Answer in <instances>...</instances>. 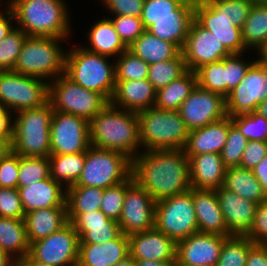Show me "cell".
<instances>
[{
	"label": "cell",
	"instance_id": "1",
	"mask_svg": "<svg viewBox=\"0 0 267 266\" xmlns=\"http://www.w3.org/2000/svg\"><path fill=\"white\" fill-rule=\"evenodd\" d=\"M131 175L155 202L192 188L184 149L140 151L132 159Z\"/></svg>",
	"mask_w": 267,
	"mask_h": 266
},
{
	"label": "cell",
	"instance_id": "2",
	"mask_svg": "<svg viewBox=\"0 0 267 266\" xmlns=\"http://www.w3.org/2000/svg\"><path fill=\"white\" fill-rule=\"evenodd\" d=\"M89 132L91 146L119 151L131 159L140 153L137 112L117 108L109 102L89 121Z\"/></svg>",
	"mask_w": 267,
	"mask_h": 266
},
{
	"label": "cell",
	"instance_id": "3",
	"mask_svg": "<svg viewBox=\"0 0 267 266\" xmlns=\"http://www.w3.org/2000/svg\"><path fill=\"white\" fill-rule=\"evenodd\" d=\"M6 2L13 10L18 28L28 36L69 39L71 19L64 0H8Z\"/></svg>",
	"mask_w": 267,
	"mask_h": 266
},
{
	"label": "cell",
	"instance_id": "4",
	"mask_svg": "<svg viewBox=\"0 0 267 266\" xmlns=\"http://www.w3.org/2000/svg\"><path fill=\"white\" fill-rule=\"evenodd\" d=\"M53 112L54 109L48 101L43 106L13 113L15 118L10 149L19 156L49 157Z\"/></svg>",
	"mask_w": 267,
	"mask_h": 266
},
{
	"label": "cell",
	"instance_id": "5",
	"mask_svg": "<svg viewBox=\"0 0 267 266\" xmlns=\"http://www.w3.org/2000/svg\"><path fill=\"white\" fill-rule=\"evenodd\" d=\"M68 50L65 75L81 87L102 94L110 102L116 88L115 64L109 63L108 56L90 52L80 45Z\"/></svg>",
	"mask_w": 267,
	"mask_h": 266
},
{
	"label": "cell",
	"instance_id": "6",
	"mask_svg": "<svg viewBox=\"0 0 267 266\" xmlns=\"http://www.w3.org/2000/svg\"><path fill=\"white\" fill-rule=\"evenodd\" d=\"M137 114L143 150L184 149L190 130L178 111L151 107Z\"/></svg>",
	"mask_w": 267,
	"mask_h": 266
},
{
	"label": "cell",
	"instance_id": "7",
	"mask_svg": "<svg viewBox=\"0 0 267 266\" xmlns=\"http://www.w3.org/2000/svg\"><path fill=\"white\" fill-rule=\"evenodd\" d=\"M57 37L27 36L12 71L53 81L65 74L66 51ZM48 79V80H47Z\"/></svg>",
	"mask_w": 267,
	"mask_h": 266
},
{
	"label": "cell",
	"instance_id": "8",
	"mask_svg": "<svg viewBox=\"0 0 267 266\" xmlns=\"http://www.w3.org/2000/svg\"><path fill=\"white\" fill-rule=\"evenodd\" d=\"M131 171L132 159L124 153L90 146L84 168L73 186L106 189L127 180Z\"/></svg>",
	"mask_w": 267,
	"mask_h": 266
},
{
	"label": "cell",
	"instance_id": "9",
	"mask_svg": "<svg viewBox=\"0 0 267 266\" xmlns=\"http://www.w3.org/2000/svg\"><path fill=\"white\" fill-rule=\"evenodd\" d=\"M48 101L55 111L73 114L88 122L109 103L102 94L81 87L65 74L49 83Z\"/></svg>",
	"mask_w": 267,
	"mask_h": 266
},
{
	"label": "cell",
	"instance_id": "10",
	"mask_svg": "<svg viewBox=\"0 0 267 266\" xmlns=\"http://www.w3.org/2000/svg\"><path fill=\"white\" fill-rule=\"evenodd\" d=\"M48 97V81L14 71H0V105L12 113L43 106Z\"/></svg>",
	"mask_w": 267,
	"mask_h": 266
},
{
	"label": "cell",
	"instance_id": "11",
	"mask_svg": "<svg viewBox=\"0 0 267 266\" xmlns=\"http://www.w3.org/2000/svg\"><path fill=\"white\" fill-rule=\"evenodd\" d=\"M154 227L176 243L199 232L192 201V188L156 202Z\"/></svg>",
	"mask_w": 267,
	"mask_h": 266
},
{
	"label": "cell",
	"instance_id": "12",
	"mask_svg": "<svg viewBox=\"0 0 267 266\" xmlns=\"http://www.w3.org/2000/svg\"><path fill=\"white\" fill-rule=\"evenodd\" d=\"M267 99V64L258 59L249 67L241 82L225 97L229 117L250 114Z\"/></svg>",
	"mask_w": 267,
	"mask_h": 266
},
{
	"label": "cell",
	"instance_id": "13",
	"mask_svg": "<svg viewBox=\"0 0 267 266\" xmlns=\"http://www.w3.org/2000/svg\"><path fill=\"white\" fill-rule=\"evenodd\" d=\"M79 235L69 222L59 231L30 244L29 255L48 266H77Z\"/></svg>",
	"mask_w": 267,
	"mask_h": 266
},
{
	"label": "cell",
	"instance_id": "14",
	"mask_svg": "<svg viewBox=\"0 0 267 266\" xmlns=\"http://www.w3.org/2000/svg\"><path fill=\"white\" fill-rule=\"evenodd\" d=\"M50 134L51 154L86 153L91 146L89 122L73 114L54 110Z\"/></svg>",
	"mask_w": 267,
	"mask_h": 266
},
{
	"label": "cell",
	"instance_id": "15",
	"mask_svg": "<svg viewBox=\"0 0 267 266\" xmlns=\"http://www.w3.org/2000/svg\"><path fill=\"white\" fill-rule=\"evenodd\" d=\"M156 202L139 186L132 175L127 179V190L118 221L122 233L131 235L153 229Z\"/></svg>",
	"mask_w": 267,
	"mask_h": 266
},
{
	"label": "cell",
	"instance_id": "16",
	"mask_svg": "<svg viewBox=\"0 0 267 266\" xmlns=\"http://www.w3.org/2000/svg\"><path fill=\"white\" fill-rule=\"evenodd\" d=\"M189 130L204 127L225 118V97L196 86L178 110Z\"/></svg>",
	"mask_w": 267,
	"mask_h": 266
},
{
	"label": "cell",
	"instance_id": "17",
	"mask_svg": "<svg viewBox=\"0 0 267 266\" xmlns=\"http://www.w3.org/2000/svg\"><path fill=\"white\" fill-rule=\"evenodd\" d=\"M182 54L187 70L193 72L203 65L220 61L231 55L223 43L195 19L191 23Z\"/></svg>",
	"mask_w": 267,
	"mask_h": 266
},
{
	"label": "cell",
	"instance_id": "18",
	"mask_svg": "<svg viewBox=\"0 0 267 266\" xmlns=\"http://www.w3.org/2000/svg\"><path fill=\"white\" fill-rule=\"evenodd\" d=\"M195 20L220 40L231 54L246 50L241 29L234 26L224 12H219L208 0H195Z\"/></svg>",
	"mask_w": 267,
	"mask_h": 266
},
{
	"label": "cell",
	"instance_id": "19",
	"mask_svg": "<svg viewBox=\"0 0 267 266\" xmlns=\"http://www.w3.org/2000/svg\"><path fill=\"white\" fill-rule=\"evenodd\" d=\"M225 237L197 232L177 242L176 259L182 266H216Z\"/></svg>",
	"mask_w": 267,
	"mask_h": 266
},
{
	"label": "cell",
	"instance_id": "20",
	"mask_svg": "<svg viewBox=\"0 0 267 266\" xmlns=\"http://www.w3.org/2000/svg\"><path fill=\"white\" fill-rule=\"evenodd\" d=\"M128 238L130 255L134 259L177 260V243L155 227L144 232L131 234Z\"/></svg>",
	"mask_w": 267,
	"mask_h": 266
},
{
	"label": "cell",
	"instance_id": "21",
	"mask_svg": "<svg viewBox=\"0 0 267 266\" xmlns=\"http://www.w3.org/2000/svg\"><path fill=\"white\" fill-rule=\"evenodd\" d=\"M68 221L79 235V243H104L122 234L119 223L101 210L82 214H68Z\"/></svg>",
	"mask_w": 267,
	"mask_h": 266
},
{
	"label": "cell",
	"instance_id": "22",
	"mask_svg": "<svg viewBox=\"0 0 267 266\" xmlns=\"http://www.w3.org/2000/svg\"><path fill=\"white\" fill-rule=\"evenodd\" d=\"M228 232L246 235L252 225L257 204L220 187L215 190Z\"/></svg>",
	"mask_w": 267,
	"mask_h": 266
},
{
	"label": "cell",
	"instance_id": "23",
	"mask_svg": "<svg viewBox=\"0 0 267 266\" xmlns=\"http://www.w3.org/2000/svg\"><path fill=\"white\" fill-rule=\"evenodd\" d=\"M192 201L199 232L231 236L215 190L192 188Z\"/></svg>",
	"mask_w": 267,
	"mask_h": 266
},
{
	"label": "cell",
	"instance_id": "24",
	"mask_svg": "<svg viewBox=\"0 0 267 266\" xmlns=\"http://www.w3.org/2000/svg\"><path fill=\"white\" fill-rule=\"evenodd\" d=\"M189 158L190 184L195 189L216 190L224 185L226 167L217 153L186 155Z\"/></svg>",
	"mask_w": 267,
	"mask_h": 266
},
{
	"label": "cell",
	"instance_id": "25",
	"mask_svg": "<svg viewBox=\"0 0 267 266\" xmlns=\"http://www.w3.org/2000/svg\"><path fill=\"white\" fill-rule=\"evenodd\" d=\"M130 254L128 235L104 243H79L77 266H113Z\"/></svg>",
	"mask_w": 267,
	"mask_h": 266
},
{
	"label": "cell",
	"instance_id": "26",
	"mask_svg": "<svg viewBox=\"0 0 267 266\" xmlns=\"http://www.w3.org/2000/svg\"><path fill=\"white\" fill-rule=\"evenodd\" d=\"M115 81L116 88L110 101L113 106L133 112L154 107L156 90L147 78Z\"/></svg>",
	"mask_w": 267,
	"mask_h": 266
},
{
	"label": "cell",
	"instance_id": "27",
	"mask_svg": "<svg viewBox=\"0 0 267 266\" xmlns=\"http://www.w3.org/2000/svg\"><path fill=\"white\" fill-rule=\"evenodd\" d=\"M18 190L25 213L42 208L67 207L66 189L52 177Z\"/></svg>",
	"mask_w": 267,
	"mask_h": 266
},
{
	"label": "cell",
	"instance_id": "28",
	"mask_svg": "<svg viewBox=\"0 0 267 266\" xmlns=\"http://www.w3.org/2000/svg\"><path fill=\"white\" fill-rule=\"evenodd\" d=\"M228 132L229 116L204 127L190 130L187 143L184 147L185 154H220L226 143Z\"/></svg>",
	"mask_w": 267,
	"mask_h": 266
},
{
	"label": "cell",
	"instance_id": "29",
	"mask_svg": "<svg viewBox=\"0 0 267 266\" xmlns=\"http://www.w3.org/2000/svg\"><path fill=\"white\" fill-rule=\"evenodd\" d=\"M24 222L29 244L59 231L68 221L67 207H51L25 213Z\"/></svg>",
	"mask_w": 267,
	"mask_h": 266
},
{
	"label": "cell",
	"instance_id": "30",
	"mask_svg": "<svg viewBox=\"0 0 267 266\" xmlns=\"http://www.w3.org/2000/svg\"><path fill=\"white\" fill-rule=\"evenodd\" d=\"M89 47L84 48L90 52L100 55L118 57L126 51L128 47L120 39L110 18H104L97 21L87 32Z\"/></svg>",
	"mask_w": 267,
	"mask_h": 266
},
{
	"label": "cell",
	"instance_id": "31",
	"mask_svg": "<svg viewBox=\"0 0 267 266\" xmlns=\"http://www.w3.org/2000/svg\"><path fill=\"white\" fill-rule=\"evenodd\" d=\"M128 50L151 65L176 58L182 50L174 43L162 40L145 30Z\"/></svg>",
	"mask_w": 267,
	"mask_h": 266
},
{
	"label": "cell",
	"instance_id": "32",
	"mask_svg": "<svg viewBox=\"0 0 267 266\" xmlns=\"http://www.w3.org/2000/svg\"><path fill=\"white\" fill-rule=\"evenodd\" d=\"M223 188L256 204L267 200L253 171L241 166L226 169Z\"/></svg>",
	"mask_w": 267,
	"mask_h": 266
},
{
	"label": "cell",
	"instance_id": "33",
	"mask_svg": "<svg viewBox=\"0 0 267 266\" xmlns=\"http://www.w3.org/2000/svg\"><path fill=\"white\" fill-rule=\"evenodd\" d=\"M0 247L14 260L29 254L24 218L0 217Z\"/></svg>",
	"mask_w": 267,
	"mask_h": 266
},
{
	"label": "cell",
	"instance_id": "34",
	"mask_svg": "<svg viewBox=\"0 0 267 266\" xmlns=\"http://www.w3.org/2000/svg\"><path fill=\"white\" fill-rule=\"evenodd\" d=\"M164 17H195V0H144L141 20L145 29Z\"/></svg>",
	"mask_w": 267,
	"mask_h": 266
},
{
	"label": "cell",
	"instance_id": "35",
	"mask_svg": "<svg viewBox=\"0 0 267 266\" xmlns=\"http://www.w3.org/2000/svg\"><path fill=\"white\" fill-rule=\"evenodd\" d=\"M197 86L196 74L187 70L182 76L156 91L154 107L178 111L181 104Z\"/></svg>",
	"mask_w": 267,
	"mask_h": 266
},
{
	"label": "cell",
	"instance_id": "36",
	"mask_svg": "<svg viewBox=\"0 0 267 266\" xmlns=\"http://www.w3.org/2000/svg\"><path fill=\"white\" fill-rule=\"evenodd\" d=\"M86 153L51 154V177L65 189L77 183L85 165ZM65 185V186H64Z\"/></svg>",
	"mask_w": 267,
	"mask_h": 266
},
{
	"label": "cell",
	"instance_id": "37",
	"mask_svg": "<svg viewBox=\"0 0 267 266\" xmlns=\"http://www.w3.org/2000/svg\"><path fill=\"white\" fill-rule=\"evenodd\" d=\"M241 32L245 48L259 52L267 42V4L253 3Z\"/></svg>",
	"mask_w": 267,
	"mask_h": 266
},
{
	"label": "cell",
	"instance_id": "38",
	"mask_svg": "<svg viewBox=\"0 0 267 266\" xmlns=\"http://www.w3.org/2000/svg\"><path fill=\"white\" fill-rule=\"evenodd\" d=\"M195 17H164L153 21L146 30L152 35L176 44L181 50Z\"/></svg>",
	"mask_w": 267,
	"mask_h": 266
},
{
	"label": "cell",
	"instance_id": "39",
	"mask_svg": "<svg viewBox=\"0 0 267 266\" xmlns=\"http://www.w3.org/2000/svg\"><path fill=\"white\" fill-rule=\"evenodd\" d=\"M103 188L71 186L66 189L68 214H82L100 210Z\"/></svg>",
	"mask_w": 267,
	"mask_h": 266
},
{
	"label": "cell",
	"instance_id": "40",
	"mask_svg": "<svg viewBox=\"0 0 267 266\" xmlns=\"http://www.w3.org/2000/svg\"><path fill=\"white\" fill-rule=\"evenodd\" d=\"M254 245L246 235L226 236L216 266H246L247 255Z\"/></svg>",
	"mask_w": 267,
	"mask_h": 266
},
{
	"label": "cell",
	"instance_id": "41",
	"mask_svg": "<svg viewBox=\"0 0 267 266\" xmlns=\"http://www.w3.org/2000/svg\"><path fill=\"white\" fill-rule=\"evenodd\" d=\"M187 71L182 52L173 59L149 65L148 81L157 91L182 76Z\"/></svg>",
	"mask_w": 267,
	"mask_h": 266
},
{
	"label": "cell",
	"instance_id": "42",
	"mask_svg": "<svg viewBox=\"0 0 267 266\" xmlns=\"http://www.w3.org/2000/svg\"><path fill=\"white\" fill-rule=\"evenodd\" d=\"M197 85L211 92L227 96V76L225 58L220 61L203 65L195 71Z\"/></svg>",
	"mask_w": 267,
	"mask_h": 266
},
{
	"label": "cell",
	"instance_id": "43",
	"mask_svg": "<svg viewBox=\"0 0 267 266\" xmlns=\"http://www.w3.org/2000/svg\"><path fill=\"white\" fill-rule=\"evenodd\" d=\"M51 177L49 157L19 156L17 188L29 186Z\"/></svg>",
	"mask_w": 267,
	"mask_h": 266
},
{
	"label": "cell",
	"instance_id": "44",
	"mask_svg": "<svg viewBox=\"0 0 267 266\" xmlns=\"http://www.w3.org/2000/svg\"><path fill=\"white\" fill-rule=\"evenodd\" d=\"M27 34L18 27H13L0 41V71H12L16 65Z\"/></svg>",
	"mask_w": 267,
	"mask_h": 266
},
{
	"label": "cell",
	"instance_id": "45",
	"mask_svg": "<svg viewBox=\"0 0 267 266\" xmlns=\"http://www.w3.org/2000/svg\"><path fill=\"white\" fill-rule=\"evenodd\" d=\"M113 63H115V80H140L148 77L149 64L128 49Z\"/></svg>",
	"mask_w": 267,
	"mask_h": 266
},
{
	"label": "cell",
	"instance_id": "46",
	"mask_svg": "<svg viewBox=\"0 0 267 266\" xmlns=\"http://www.w3.org/2000/svg\"><path fill=\"white\" fill-rule=\"evenodd\" d=\"M231 122L248 141L267 142V119L258 113L230 117Z\"/></svg>",
	"mask_w": 267,
	"mask_h": 266
},
{
	"label": "cell",
	"instance_id": "47",
	"mask_svg": "<svg viewBox=\"0 0 267 266\" xmlns=\"http://www.w3.org/2000/svg\"><path fill=\"white\" fill-rule=\"evenodd\" d=\"M248 139L244 137L229 117V132L226 143L220 153L226 168L240 166L241 158Z\"/></svg>",
	"mask_w": 267,
	"mask_h": 266
},
{
	"label": "cell",
	"instance_id": "48",
	"mask_svg": "<svg viewBox=\"0 0 267 266\" xmlns=\"http://www.w3.org/2000/svg\"><path fill=\"white\" fill-rule=\"evenodd\" d=\"M126 190L127 180L104 189L100 210L108 218L119 221Z\"/></svg>",
	"mask_w": 267,
	"mask_h": 266
},
{
	"label": "cell",
	"instance_id": "49",
	"mask_svg": "<svg viewBox=\"0 0 267 266\" xmlns=\"http://www.w3.org/2000/svg\"><path fill=\"white\" fill-rule=\"evenodd\" d=\"M219 12H224L232 24L242 29L253 3L248 0H208Z\"/></svg>",
	"mask_w": 267,
	"mask_h": 266
},
{
	"label": "cell",
	"instance_id": "50",
	"mask_svg": "<svg viewBox=\"0 0 267 266\" xmlns=\"http://www.w3.org/2000/svg\"><path fill=\"white\" fill-rule=\"evenodd\" d=\"M120 39L128 47L130 46L146 29L141 17L132 16H114L110 18Z\"/></svg>",
	"mask_w": 267,
	"mask_h": 266
},
{
	"label": "cell",
	"instance_id": "51",
	"mask_svg": "<svg viewBox=\"0 0 267 266\" xmlns=\"http://www.w3.org/2000/svg\"><path fill=\"white\" fill-rule=\"evenodd\" d=\"M19 155L9 149L0 157V187L17 188Z\"/></svg>",
	"mask_w": 267,
	"mask_h": 266
},
{
	"label": "cell",
	"instance_id": "52",
	"mask_svg": "<svg viewBox=\"0 0 267 266\" xmlns=\"http://www.w3.org/2000/svg\"><path fill=\"white\" fill-rule=\"evenodd\" d=\"M24 215L18 188L0 187V217L20 219Z\"/></svg>",
	"mask_w": 267,
	"mask_h": 266
},
{
	"label": "cell",
	"instance_id": "53",
	"mask_svg": "<svg viewBox=\"0 0 267 266\" xmlns=\"http://www.w3.org/2000/svg\"><path fill=\"white\" fill-rule=\"evenodd\" d=\"M241 56L243 55L231 54L230 56L225 57L227 95L241 82L249 67L256 61H243L241 60Z\"/></svg>",
	"mask_w": 267,
	"mask_h": 266
},
{
	"label": "cell",
	"instance_id": "54",
	"mask_svg": "<svg viewBox=\"0 0 267 266\" xmlns=\"http://www.w3.org/2000/svg\"><path fill=\"white\" fill-rule=\"evenodd\" d=\"M246 236L256 245L267 246V200L257 204L251 228Z\"/></svg>",
	"mask_w": 267,
	"mask_h": 266
},
{
	"label": "cell",
	"instance_id": "55",
	"mask_svg": "<svg viewBox=\"0 0 267 266\" xmlns=\"http://www.w3.org/2000/svg\"><path fill=\"white\" fill-rule=\"evenodd\" d=\"M113 16L141 17L144 0H100Z\"/></svg>",
	"mask_w": 267,
	"mask_h": 266
},
{
	"label": "cell",
	"instance_id": "56",
	"mask_svg": "<svg viewBox=\"0 0 267 266\" xmlns=\"http://www.w3.org/2000/svg\"><path fill=\"white\" fill-rule=\"evenodd\" d=\"M267 156V142L248 141L244 149L240 166L253 170Z\"/></svg>",
	"mask_w": 267,
	"mask_h": 266
},
{
	"label": "cell",
	"instance_id": "57",
	"mask_svg": "<svg viewBox=\"0 0 267 266\" xmlns=\"http://www.w3.org/2000/svg\"><path fill=\"white\" fill-rule=\"evenodd\" d=\"M14 118L12 112L0 105V137L9 145L13 139Z\"/></svg>",
	"mask_w": 267,
	"mask_h": 266
},
{
	"label": "cell",
	"instance_id": "58",
	"mask_svg": "<svg viewBox=\"0 0 267 266\" xmlns=\"http://www.w3.org/2000/svg\"><path fill=\"white\" fill-rule=\"evenodd\" d=\"M246 266H267V246L255 244L249 250Z\"/></svg>",
	"mask_w": 267,
	"mask_h": 266
},
{
	"label": "cell",
	"instance_id": "59",
	"mask_svg": "<svg viewBox=\"0 0 267 266\" xmlns=\"http://www.w3.org/2000/svg\"><path fill=\"white\" fill-rule=\"evenodd\" d=\"M6 10H0V41L3 40L7 34L12 30L13 24L12 19L15 21L14 13L11 6L6 2ZM8 8V9H7Z\"/></svg>",
	"mask_w": 267,
	"mask_h": 266
},
{
	"label": "cell",
	"instance_id": "60",
	"mask_svg": "<svg viewBox=\"0 0 267 266\" xmlns=\"http://www.w3.org/2000/svg\"><path fill=\"white\" fill-rule=\"evenodd\" d=\"M254 176L262 186L263 192L267 197V156L257 164L252 170Z\"/></svg>",
	"mask_w": 267,
	"mask_h": 266
},
{
	"label": "cell",
	"instance_id": "61",
	"mask_svg": "<svg viewBox=\"0 0 267 266\" xmlns=\"http://www.w3.org/2000/svg\"><path fill=\"white\" fill-rule=\"evenodd\" d=\"M136 266H176L177 260L153 261L147 259H135Z\"/></svg>",
	"mask_w": 267,
	"mask_h": 266
},
{
	"label": "cell",
	"instance_id": "62",
	"mask_svg": "<svg viewBox=\"0 0 267 266\" xmlns=\"http://www.w3.org/2000/svg\"><path fill=\"white\" fill-rule=\"evenodd\" d=\"M16 266H48L43 262L33 259L29 254L24 257L15 259Z\"/></svg>",
	"mask_w": 267,
	"mask_h": 266
},
{
	"label": "cell",
	"instance_id": "63",
	"mask_svg": "<svg viewBox=\"0 0 267 266\" xmlns=\"http://www.w3.org/2000/svg\"><path fill=\"white\" fill-rule=\"evenodd\" d=\"M14 261L15 260L0 247V266H11Z\"/></svg>",
	"mask_w": 267,
	"mask_h": 266
},
{
	"label": "cell",
	"instance_id": "64",
	"mask_svg": "<svg viewBox=\"0 0 267 266\" xmlns=\"http://www.w3.org/2000/svg\"><path fill=\"white\" fill-rule=\"evenodd\" d=\"M113 266H136V262L135 259L129 254Z\"/></svg>",
	"mask_w": 267,
	"mask_h": 266
},
{
	"label": "cell",
	"instance_id": "65",
	"mask_svg": "<svg viewBox=\"0 0 267 266\" xmlns=\"http://www.w3.org/2000/svg\"><path fill=\"white\" fill-rule=\"evenodd\" d=\"M255 112L267 119V99L258 104Z\"/></svg>",
	"mask_w": 267,
	"mask_h": 266
},
{
	"label": "cell",
	"instance_id": "66",
	"mask_svg": "<svg viewBox=\"0 0 267 266\" xmlns=\"http://www.w3.org/2000/svg\"><path fill=\"white\" fill-rule=\"evenodd\" d=\"M257 54L259 55L258 60L267 64V42Z\"/></svg>",
	"mask_w": 267,
	"mask_h": 266
},
{
	"label": "cell",
	"instance_id": "67",
	"mask_svg": "<svg viewBox=\"0 0 267 266\" xmlns=\"http://www.w3.org/2000/svg\"><path fill=\"white\" fill-rule=\"evenodd\" d=\"M10 149V145L0 137V157Z\"/></svg>",
	"mask_w": 267,
	"mask_h": 266
},
{
	"label": "cell",
	"instance_id": "68",
	"mask_svg": "<svg viewBox=\"0 0 267 266\" xmlns=\"http://www.w3.org/2000/svg\"><path fill=\"white\" fill-rule=\"evenodd\" d=\"M258 3L267 4V0H258Z\"/></svg>",
	"mask_w": 267,
	"mask_h": 266
},
{
	"label": "cell",
	"instance_id": "69",
	"mask_svg": "<svg viewBox=\"0 0 267 266\" xmlns=\"http://www.w3.org/2000/svg\"><path fill=\"white\" fill-rule=\"evenodd\" d=\"M248 1H250L252 3H258V0H248Z\"/></svg>",
	"mask_w": 267,
	"mask_h": 266
}]
</instances>
